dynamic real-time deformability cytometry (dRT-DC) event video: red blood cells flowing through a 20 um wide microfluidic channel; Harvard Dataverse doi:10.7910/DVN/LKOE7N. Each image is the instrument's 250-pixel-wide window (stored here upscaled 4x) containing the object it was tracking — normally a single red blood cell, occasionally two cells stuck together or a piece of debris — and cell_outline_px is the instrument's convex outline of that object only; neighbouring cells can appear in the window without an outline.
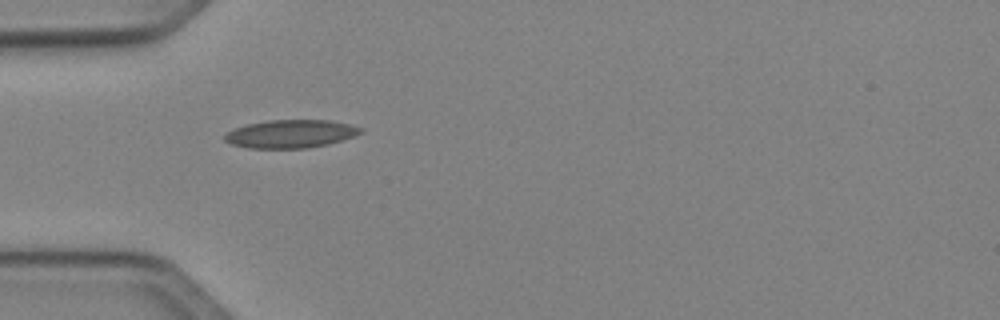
{"species": "Egyptian fruit bat (a non-hibernating species)", "species_latin": "Rousettus aegyptiacus", "temperature_condition": "cold", "stored_images_in_passage": 35, "camera_frame_rate_fps": 3000, "um_per_image_px": 0.085, "animal": {"sex": "female"}, "frame": {"image": 1, "passage_image": 1, "time_ms": 0.0, "image_size_px": [1000, 320], "cell_outline_px": [[364, 132], [356, 136], [328, 144], [304, 148], [248, 148], [232, 144], [224, 140], [224, 136], [228, 132], [236, 128], [248, 124], [268, 120], [328, 120], [352, 124], [364, 128]], "centroid_in_image_um": [24.77, 11.37], "position_along_channel_um": 60.2, "area_um2": 22.31}}
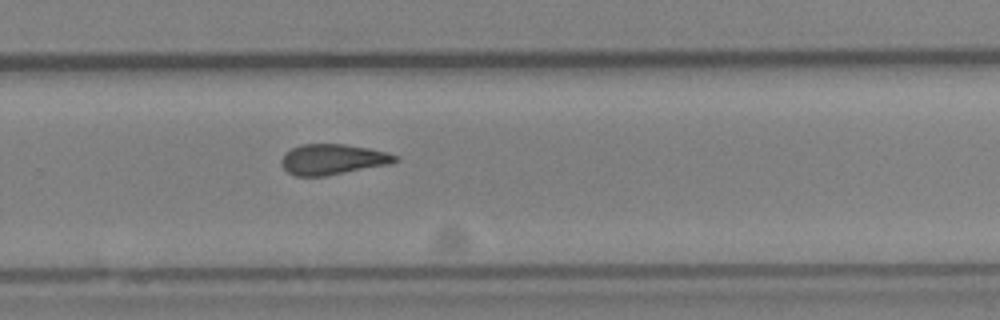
{"frame": {"image": 2, "passage_image": 19, "time_ms": 6.0, "image_size_px": [1000, 320], "cell_outline_px": [[400, 160], [392, 164], [324, 176], [296, 176], [288, 172], [280, 164], [280, 160], [284, 152], [300, 144], [344, 144], [368, 148], [388, 152], [396, 156]], "centroid_in_image_um": [28.27, 13.54], "position_along_channel_um": 301.5, "area_um2": 20.4}}
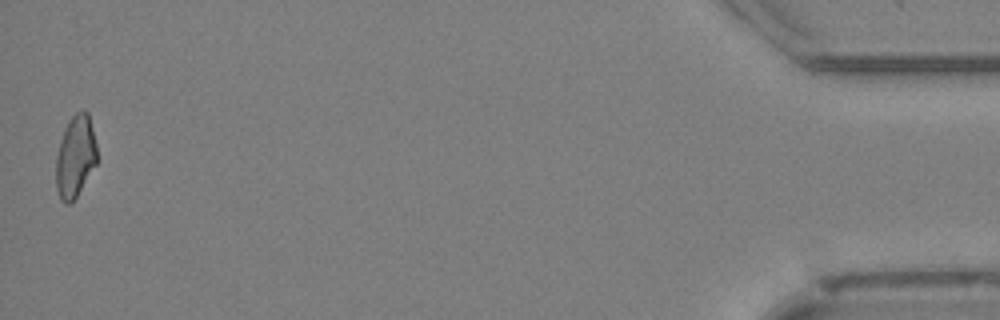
{"frame": {"image": 3, "passage_image": 35, "time_ms": 11.333, "image_size_px": [1000, 320], "cell_outline_px": [[96, 164], [72, 204], [64, 204], [60, 200], [56, 188], [56, 156], [60, 140], [64, 128], [68, 120], [76, 112], [84, 108], [88, 112], [96, 144]], "centroid_in_image_um": [6.38, 13.31], "position_along_channel_um": 428.8, "area_um2": 19.77}, "authors_computed_cell_mechanics": {"area_um2": 20.519, "velocity_mm_per_s": 4.0959, "shape_relaxation_time_tau1_ms": null, "shape_relaxation_time_tau2_ms": 5.5657, "deformation_change_tau1": null, "deformation_change_tau2": 0.1187}}